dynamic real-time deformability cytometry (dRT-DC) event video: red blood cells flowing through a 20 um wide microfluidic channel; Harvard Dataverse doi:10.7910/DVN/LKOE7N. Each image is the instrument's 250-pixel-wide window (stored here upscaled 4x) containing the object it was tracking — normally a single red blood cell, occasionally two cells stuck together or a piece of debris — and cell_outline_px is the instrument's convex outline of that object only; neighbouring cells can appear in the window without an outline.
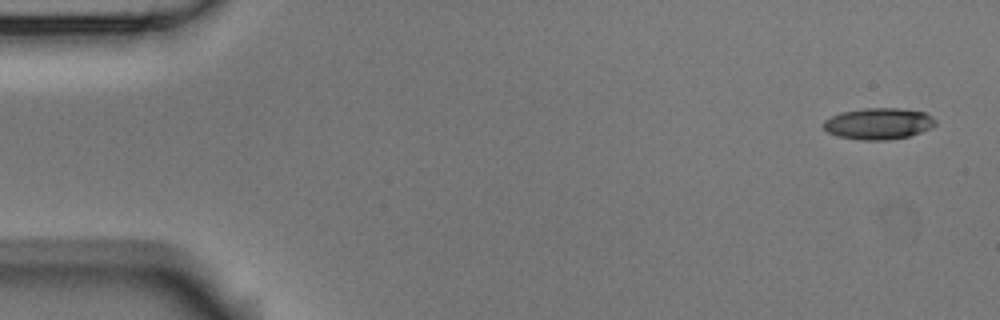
{"species": "Egyptian fruit bat (a non-hibernating species)", "species_latin": "Rousettus aegyptiacus", "temperature_condition": "room temperature", "stored_images_in_passage": 4, "camera_frame_rate_fps": 3000, "um_per_image_px": 0.085, "animal": {"sex": "male"}, "frame": {"image": 1, "passage_image": 1, "time_ms": 0.0, "image_size_px": [1000, 320], "cell_outline_px": [[936, 124], [932, 128], [908, 136], [888, 140], [860, 140], [836, 136], [828, 132], [824, 128], [824, 120], [840, 112], [864, 108], [900, 108], [924, 112], [932, 116], [936, 120]], "centroid_in_image_um": [74.68, 10.51], "position_along_channel_um": 10.3, "area_um2": 20.58}}
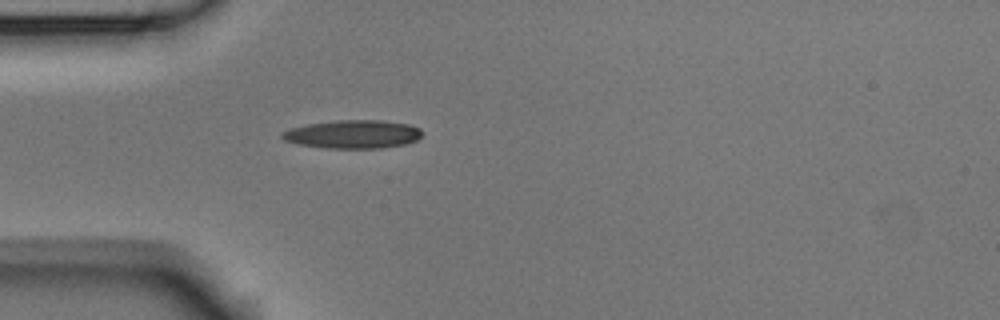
{"frame": {"image": 2, "passage_image": 4, "time_ms": 1.0, "image_size_px": [1000, 320], "cell_outline_px": [[424, 132], [416, 140], [404, 144], [380, 148], [328, 148], [296, 144], [284, 140], [280, 136], [280, 132], [292, 128], [308, 124], [340, 120], [380, 120], [408, 124], [420, 128]], "centroid_in_image_um": [29.99, 11.41], "position_along_channel_um": 55.0, "area_um2": 23.06}}